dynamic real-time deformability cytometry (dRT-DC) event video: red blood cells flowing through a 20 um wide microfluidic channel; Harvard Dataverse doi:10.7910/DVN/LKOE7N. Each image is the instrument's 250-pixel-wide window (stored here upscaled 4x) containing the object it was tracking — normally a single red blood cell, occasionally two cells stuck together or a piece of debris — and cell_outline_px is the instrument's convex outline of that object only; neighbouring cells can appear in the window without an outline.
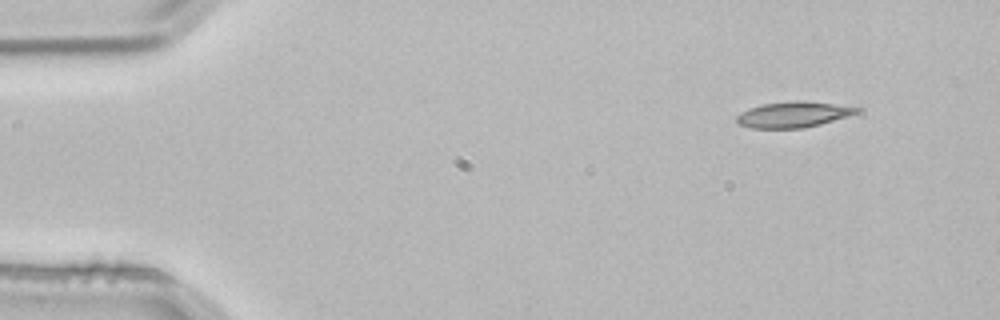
{"species": "common noctule bat (a hibernating species)", "species_latin": "Nyctalus noctula", "temperature_condition": "room temperature", "stored_images_in_passage": 2, "camera_frame_rate_fps": 3000, "um_per_image_px": 0.085, "animal": {"sex": "male", "body_mass_g": 21.5, "forearm_length_mm": 52.0}, "frame": {"image": 1, "passage_image": 1, "time_ms": 0.0, "image_size_px": [1000, 320], "cell_outline_px": [[860, 112], [848, 116], [820, 124], [804, 128], [752, 128], [740, 124], [736, 120], [736, 116], [740, 112], [748, 108], [760, 104], [796, 100], [832, 104], [860, 108]], "centroid_in_image_um": [67.39, 9.73], "position_along_channel_um": 17.6, "area_um2": 17.92}}
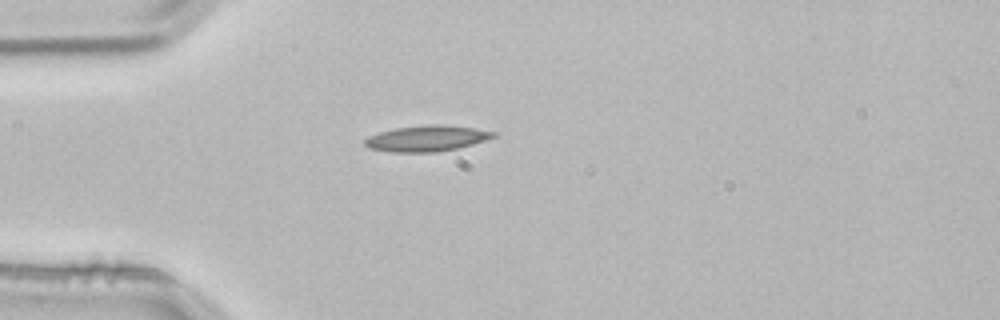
{"frame": {"image": 2, "passage_image": 2, "time_ms": 0.333, "image_size_px": [1000, 320], "cell_outline_px": [[500, 132], [496, 136], [472, 144], [456, 148], [436, 152], [392, 152], [368, 148], [364, 144], [364, 140], [368, 136], [380, 132], [396, 128], [428, 124], [448, 124], [476, 128]], "centroid_in_image_um": [36.3, 11.75], "position_along_channel_um": 48.7, "area_um2": 19.54}}